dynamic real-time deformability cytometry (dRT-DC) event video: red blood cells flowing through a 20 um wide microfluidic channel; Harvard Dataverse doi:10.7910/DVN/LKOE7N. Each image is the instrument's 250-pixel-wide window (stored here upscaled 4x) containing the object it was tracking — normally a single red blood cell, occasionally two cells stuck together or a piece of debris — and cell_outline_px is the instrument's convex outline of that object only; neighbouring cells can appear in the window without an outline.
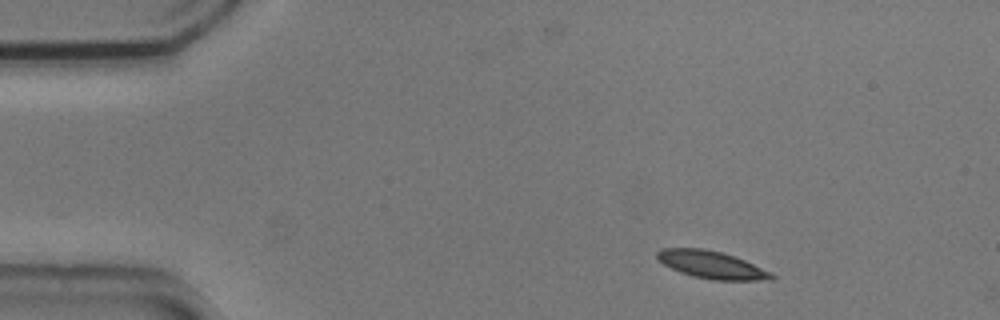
{"species": "common noctule bat (a hibernating species)", "species_latin": "Nyctalus noctula", "temperature_condition": "cold", "stored_images_in_passage": 4, "camera_frame_rate_fps": 3000, "um_per_image_px": 0.085, "animal": {"sex": "male", "body_mass_g": 20.5, "forearm_length_mm": 52.5}, "frame": {"image": 1, "passage_image": 1, "time_ms": 0.0, "image_size_px": [1000, 320], "cell_outline_px": [[776, 276], [772, 280], [712, 280], [692, 276], [680, 272], [664, 264], [656, 256], [656, 252], [660, 248], [704, 248], [736, 256], [772, 272]], "centroid_in_image_um": [60.52, 22.5], "position_along_channel_um": 24.5, "area_um2": 18.44}}
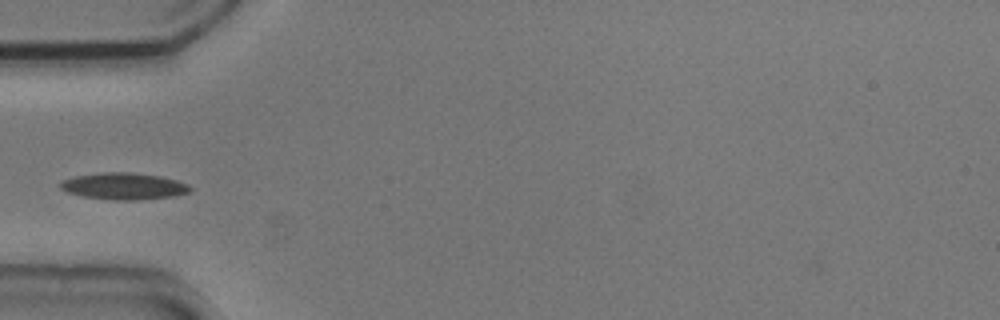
{"frame": {"image": 2, "passage_image": 4, "time_ms": 1.0, "image_size_px": [1000, 320], "cell_outline_px": [[192, 192], [172, 196], [140, 200], [112, 200], [84, 196], [68, 192], [60, 188], [60, 184], [64, 180], [76, 176], [104, 172], [132, 172], [160, 176], [176, 180], [188, 184], [192, 188]], "centroid_in_image_um": [10.58, 15.82], "position_along_channel_um": 74.4, "area_um2": 20.11}}